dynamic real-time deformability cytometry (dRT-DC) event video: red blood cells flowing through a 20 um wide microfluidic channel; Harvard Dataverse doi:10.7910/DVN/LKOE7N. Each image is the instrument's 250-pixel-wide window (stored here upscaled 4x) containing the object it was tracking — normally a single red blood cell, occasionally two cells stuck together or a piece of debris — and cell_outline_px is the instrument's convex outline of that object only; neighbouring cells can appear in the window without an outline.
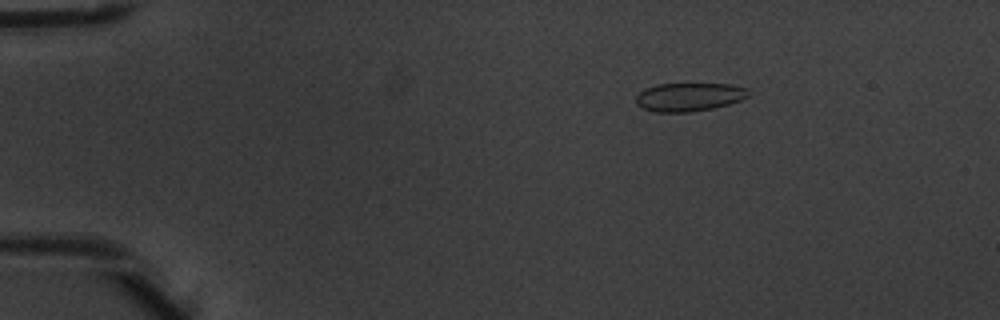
{"species": "common noctule bat (a hibernating species)", "species_latin": "Nyctalus noctula", "temperature_condition": "warm", "stored_images_in_passage": 5, "camera_frame_rate_fps": 3000, "um_per_image_px": 0.085, "animal": {"sex": "male", "body_mass_g": 20.1, "forearm_length_mm": 53.5}, "frame": {"image": 1, "passage_image": 3, "time_ms": 0.667, "image_size_px": [1000, 320], "cell_outline_px": [[748, 96], [740, 100], [728, 104], [712, 108], [688, 112], [656, 112], [644, 108], [636, 104], [636, 96], [644, 88], [656, 84], [732, 84], [748, 88]], "centroid_in_image_um": [58.56, 8.23], "position_along_channel_um": 26.4, "area_um2": 18.55}}